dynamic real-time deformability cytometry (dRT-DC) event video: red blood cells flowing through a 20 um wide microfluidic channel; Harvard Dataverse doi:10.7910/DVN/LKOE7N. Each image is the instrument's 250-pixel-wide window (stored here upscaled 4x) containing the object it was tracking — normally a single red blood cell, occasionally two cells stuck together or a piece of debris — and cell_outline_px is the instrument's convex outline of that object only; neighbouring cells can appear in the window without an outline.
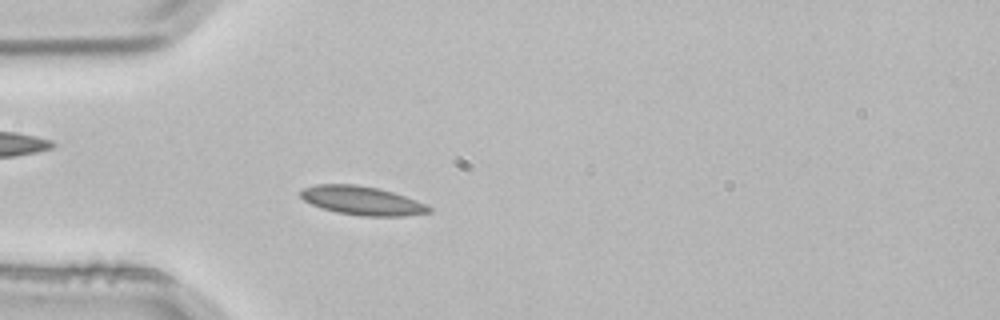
{"species": "common noctule bat (a hibernating species)", "species_latin": "Nyctalus noctula", "temperature_condition": "room temperature", "stored_images_in_passage": 4, "camera_frame_rate_fps": 3000, "um_per_image_px": 0.085, "animal": {"sex": "male", "body_mass_g": 21.5, "forearm_length_mm": 52.0}, "frame": {"image": 1, "passage_image": 4, "time_ms": 1.0, "image_size_px": [1000, 320], "cell_outline_px": [[432, 212], [404, 216], [364, 216], [336, 212], [312, 204], [304, 200], [300, 196], [300, 188], [316, 184], [356, 184], [380, 188], [416, 200], [432, 208]], "centroid_in_image_um": [30.76, 17.04], "position_along_channel_um": 54.2, "area_um2": 21.5}}